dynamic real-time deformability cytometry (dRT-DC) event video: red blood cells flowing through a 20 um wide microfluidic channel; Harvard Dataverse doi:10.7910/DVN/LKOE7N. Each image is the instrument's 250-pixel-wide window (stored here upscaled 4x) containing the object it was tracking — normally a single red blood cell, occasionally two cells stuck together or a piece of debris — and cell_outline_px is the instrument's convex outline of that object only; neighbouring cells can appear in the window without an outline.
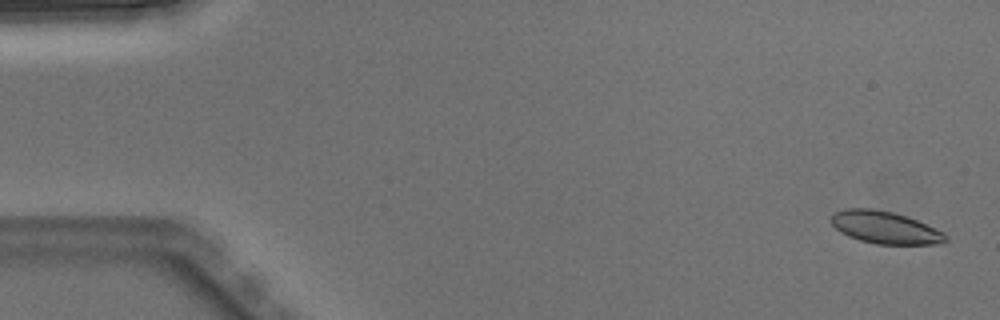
{"species": "Egyptian fruit bat (a non-hibernating species)", "species_latin": "Rousettus aegyptiacus", "temperature_condition": "warm", "stored_images_in_passage": 5, "camera_frame_rate_fps": 3000, "um_per_image_px": 0.085, "animal": {"sex": "male"}, "frame": {"image": 1, "passage_image": 1, "time_ms": 0.0, "image_size_px": [1000, 320], "cell_outline_px": [[948, 240], [944, 244], [876, 244], [860, 240], [848, 236], [840, 232], [832, 224], [832, 216], [836, 212], [848, 208], [872, 208], [892, 212], [916, 220], [944, 232], [948, 236]], "centroid_in_image_um": [75.26, 19.35], "position_along_channel_um": 9.7, "area_um2": 21.44}}